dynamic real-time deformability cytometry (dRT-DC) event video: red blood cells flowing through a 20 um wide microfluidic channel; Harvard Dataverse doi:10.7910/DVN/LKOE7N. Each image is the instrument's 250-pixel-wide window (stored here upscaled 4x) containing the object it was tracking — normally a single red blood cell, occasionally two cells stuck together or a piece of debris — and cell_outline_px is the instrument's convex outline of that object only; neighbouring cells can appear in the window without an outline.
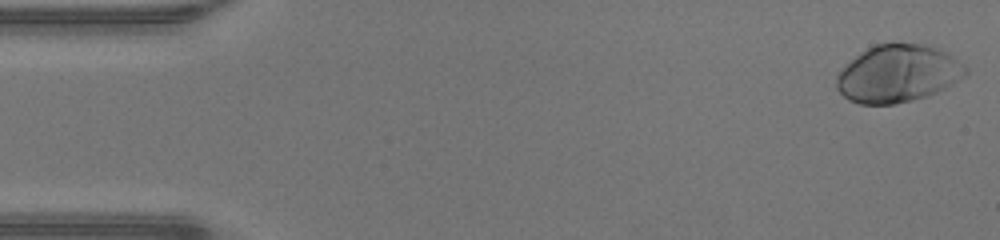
{"species": "human", "species_latin": "Homo sapiens", "temperature_condition": "warm", "stored_images_in_passage": 47, "camera_frame_rate_fps": 3000, "um_per_image_px": 0.085, "donor": {"sex": "male"}, "frame": {"image": 1, "passage_image": 1, "time_ms": 0.0, "image_size_px": [1000, 240], "cell_outline_px": [[968, 72], [964, 76], [944, 88], [928, 96], [912, 100], [892, 104], [860, 104], [848, 100], [836, 88], [836, 76], [856, 56], [868, 48], [876, 44], [920, 44], [936, 48], [948, 52], [964, 64], [968, 68]], "centroid_in_image_um": [76.34, 6.27], "position_along_channel_um": 8.7, "area_um2": 42.77}}
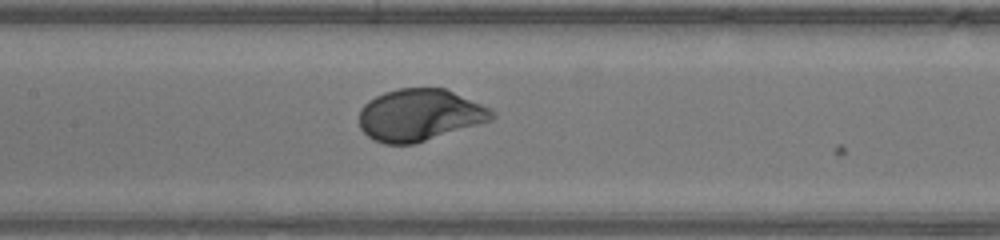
{"frame": {"image": 2, "passage_image": 22, "time_ms": 7.0, "image_size_px": [1000, 240], "cell_outline_px": [[496, 116], [492, 120], [412, 144], [384, 144], [372, 140], [360, 128], [360, 108], [368, 100], [384, 92], [396, 88], [444, 88], [480, 104], [496, 112]], "centroid_in_image_um": [35.63, 9.77], "position_along_channel_um": 171.8, "area_um2": 39.88}}
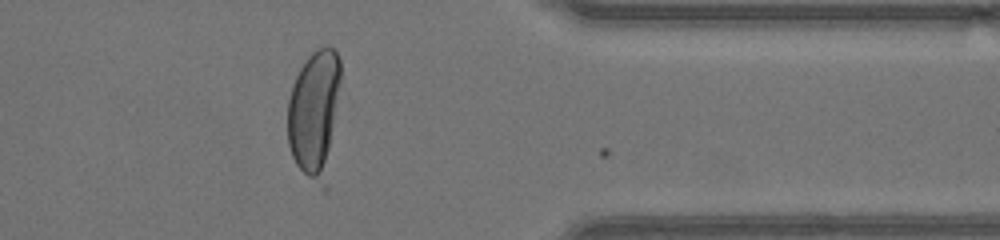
{"frame": {"image": 3, "passage_image": 38, "time_ms": 12.333, "image_size_px": [1000, 240], "cell_outline_px": [[340, 80], [328, 148], [324, 160], [316, 180], [308, 176], [296, 164], [292, 156], [288, 144], [288, 100], [292, 84], [300, 68], [308, 56], [312, 52], [328, 44], [336, 52], [340, 60]], "centroid_in_image_um": [26.63, 9.29], "position_along_channel_um": 384.8, "area_um2": 36.01}, "authors_computed_cell_mechanics": {"area_um2": 41.4426, "velocity_mm_per_s": 4.3027, "shape_relaxation_time_tau1_ms": 2.1062, "shape_relaxation_time_tau2_ms": null, "deformation_change_tau1": 0.1957, "deformation_change_tau2": null}}